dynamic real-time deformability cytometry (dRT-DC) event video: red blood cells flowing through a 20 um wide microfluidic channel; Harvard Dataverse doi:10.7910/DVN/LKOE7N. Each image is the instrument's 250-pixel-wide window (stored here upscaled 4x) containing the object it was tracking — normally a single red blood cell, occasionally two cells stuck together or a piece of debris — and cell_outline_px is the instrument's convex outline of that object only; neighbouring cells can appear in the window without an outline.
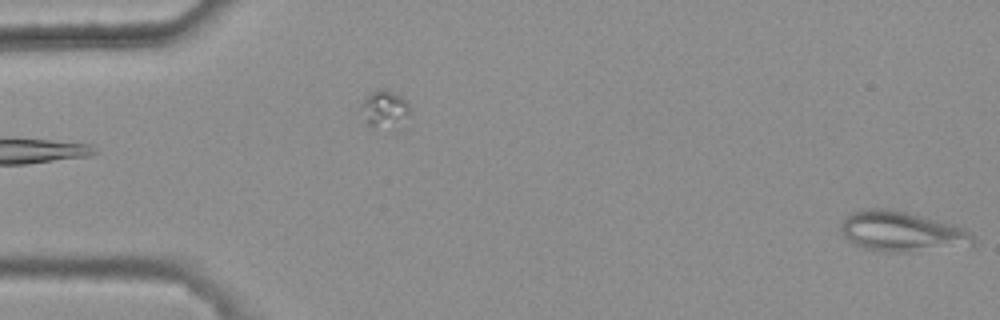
{"species": "common noctule bat (a hibernating species)", "species_latin": "Nyctalus noctula", "temperature_condition": "warm", "stored_images_in_passage": 2, "camera_frame_rate_fps": 3000, "um_per_image_px": 0.085, "animal": {"sex": "female", "body_mass_g": 25.1}, "frame": {"image": 1, "passage_image": 2, "time_ms": 0.333, "image_size_px": [1000, 320], "cell_outline_px": [[972, 244], [908, 252], [888, 252], [864, 248], [848, 240], [844, 236], [844, 220], [848, 212], [872, 208], [884, 208], [904, 212], [952, 224], [964, 228], [972, 232]], "centroid_in_image_um": [76.62, 19.67], "position_along_channel_um": 8.4, "area_um2": 30.0}}